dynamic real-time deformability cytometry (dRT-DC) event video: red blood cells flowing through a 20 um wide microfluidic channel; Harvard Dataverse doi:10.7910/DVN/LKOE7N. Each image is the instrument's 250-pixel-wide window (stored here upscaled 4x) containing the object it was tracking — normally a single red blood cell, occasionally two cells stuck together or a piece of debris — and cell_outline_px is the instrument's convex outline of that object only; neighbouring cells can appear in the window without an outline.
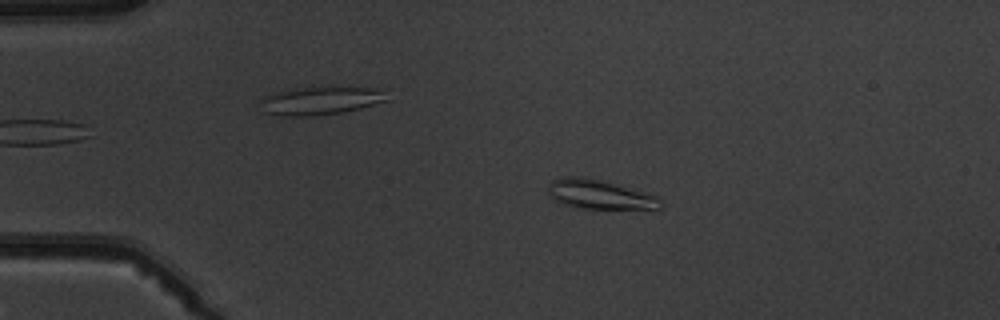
{"species": "common noctule bat (a hibernating species)", "species_latin": "Nyctalus noctula", "temperature_condition": "warm", "stored_images_in_passage": 4, "camera_frame_rate_fps": 3000, "um_per_image_px": 0.085, "animal": {"sex": "male", "body_mass_g": 19.5, "forearm_length_mm": 54.6}, "frame": {"image": 1, "passage_image": 3, "time_ms": 2.0, "image_size_px": [1000, 320], "cell_outline_px": [[664, 204], [656, 212], [580, 208], [556, 200], [548, 196], [548, 184], [552, 180], [560, 176], [580, 176], [600, 180], [648, 192], [656, 196]], "centroid_in_image_um": [51.11, 16.57], "position_along_channel_um": 33.9, "area_um2": 20.17}}